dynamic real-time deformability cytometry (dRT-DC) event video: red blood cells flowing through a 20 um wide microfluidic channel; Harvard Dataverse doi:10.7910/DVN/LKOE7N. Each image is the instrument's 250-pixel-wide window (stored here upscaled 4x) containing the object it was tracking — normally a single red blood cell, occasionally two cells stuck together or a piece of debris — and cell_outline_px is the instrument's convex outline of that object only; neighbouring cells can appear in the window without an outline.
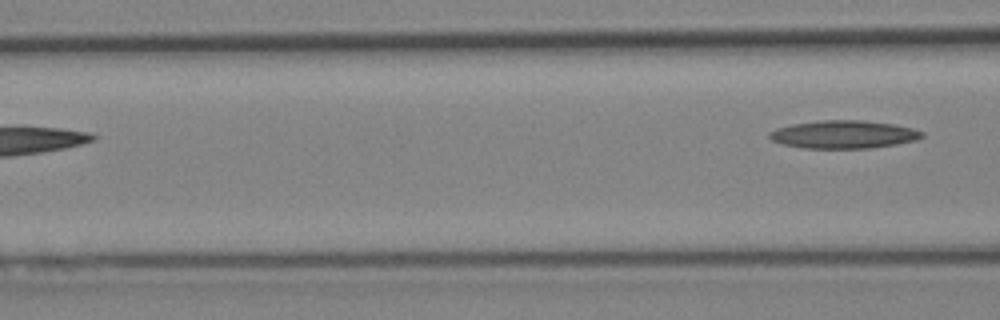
{"species": "Egyptian fruit bat (a non-hibernating species)", "species_latin": "Rousettus aegyptiacus", "temperature_condition": "cold", "stored_images_in_passage": 5, "camera_frame_rate_fps": 3000, "um_per_image_px": 0.085, "animal": {"sex": "female"}, "frame": {"image": 1, "passage_image": 5, "time_ms": 4.667, "image_size_px": [1000, 320], "cell_outline_px": [[924, 136], [916, 140], [896, 144], [868, 148], [804, 148], [784, 144], [772, 140], [768, 136], [768, 132], [776, 128], [792, 124], [820, 120], [860, 120], [892, 124], [912, 128], [924, 132]], "centroid_in_image_um": [71.69, 11.42], "position_along_channel_um": 94.9, "area_um2": 24.74}}